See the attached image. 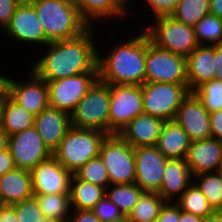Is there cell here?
<instances>
[{"instance_id":"f546056e","label":"cell","mask_w":222,"mask_h":222,"mask_svg":"<svg viewBox=\"0 0 222 222\" xmlns=\"http://www.w3.org/2000/svg\"><path fill=\"white\" fill-rule=\"evenodd\" d=\"M165 200L157 192H144L128 215L130 222H154Z\"/></svg>"},{"instance_id":"ba28073f","label":"cell","mask_w":222,"mask_h":222,"mask_svg":"<svg viewBox=\"0 0 222 222\" xmlns=\"http://www.w3.org/2000/svg\"><path fill=\"white\" fill-rule=\"evenodd\" d=\"M99 157L109 174L110 184L135 183L134 148L119 134L107 135L102 142Z\"/></svg>"},{"instance_id":"d6a6232c","label":"cell","mask_w":222,"mask_h":222,"mask_svg":"<svg viewBox=\"0 0 222 222\" xmlns=\"http://www.w3.org/2000/svg\"><path fill=\"white\" fill-rule=\"evenodd\" d=\"M175 202L179 205L181 211L189 212L202 218L214 212L208 200L194 182Z\"/></svg>"},{"instance_id":"7dc6e473","label":"cell","mask_w":222,"mask_h":222,"mask_svg":"<svg viewBox=\"0 0 222 222\" xmlns=\"http://www.w3.org/2000/svg\"><path fill=\"white\" fill-rule=\"evenodd\" d=\"M210 14L222 19V0H210Z\"/></svg>"},{"instance_id":"ffe728a7","label":"cell","mask_w":222,"mask_h":222,"mask_svg":"<svg viewBox=\"0 0 222 222\" xmlns=\"http://www.w3.org/2000/svg\"><path fill=\"white\" fill-rule=\"evenodd\" d=\"M165 121L148 114H140L119 133L134 149L156 146Z\"/></svg>"},{"instance_id":"5b68a950","label":"cell","mask_w":222,"mask_h":222,"mask_svg":"<svg viewBox=\"0 0 222 222\" xmlns=\"http://www.w3.org/2000/svg\"><path fill=\"white\" fill-rule=\"evenodd\" d=\"M110 86L97 79L70 114L71 126L109 135Z\"/></svg>"},{"instance_id":"603a6c76","label":"cell","mask_w":222,"mask_h":222,"mask_svg":"<svg viewBox=\"0 0 222 222\" xmlns=\"http://www.w3.org/2000/svg\"><path fill=\"white\" fill-rule=\"evenodd\" d=\"M213 60L214 46L199 45L186 57V76L190 92L213 79Z\"/></svg>"},{"instance_id":"836d02e7","label":"cell","mask_w":222,"mask_h":222,"mask_svg":"<svg viewBox=\"0 0 222 222\" xmlns=\"http://www.w3.org/2000/svg\"><path fill=\"white\" fill-rule=\"evenodd\" d=\"M199 45H222V19L213 14L205 15L194 26Z\"/></svg>"},{"instance_id":"5bb4252c","label":"cell","mask_w":222,"mask_h":222,"mask_svg":"<svg viewBox=\"0 0 222 222\" xmlns=\"http://www.w3.org/2000/svg\"><path fill=\"white\" fill-rule=\"evenodd\" d=\"M8 149L16 168L29 171L52 156L35 127L9 136Z\"/></svg>"},{"instance_id":"277c9868","label":"cell","mask_w":222,"mask_h":222,"mask_svg":"<svg viewBox=\"0 0 222 222\" xmlns=\"http://www.w3.org/2000/svg\"><path fill=\"white\" fill-rule=\"evenodd\" d=\"M107 134L71 126L53 156L72 174L90 159L99 156Z\"/></svg>"},{"instance_id":"4fadbf2b","label":"cell","mask_w":222,"mask_h":222,"mask_svg":"<svg viewBox=\"0 0 222 222\" xmlns=\"http://www.w3.org/2000/svg\"><path fill=\"white\" fill-rule=\"evenodd\" d=\"M3 31L7 39L11 38V42L15 40V42H22L25 45L31 44L32 46L34 44L35 46L36 44L37 47L41 45L40 48L50 43L46 38L36 10L29 0L21 1Z\"/></svg>"},{"instance_id":"d6986e66","label":"cell","mask_w":222,"mask_h":222,"mask_svg":"<svg viewBox=\"0 0 222 222\" xmlns=\"http://www.w3.org/2000/svg\"><path fill=\"white\" fill-rule=\"evenodd\" d=\"M34 127L53 154L71 127L70 114L48 106L35 116Z\"/></svg>"},{"instance_id":"3957f363","label":"cell","mask_w":222,"mask_h":222,"mask_svg":"<svg viewBox=\"0 0 222 222\" xmlns=\"http://www.w3.org/2000/svg\"><path fill=\"white\" fill-rule=\"evenodd\" d=\"M49 42L72 39L90 26L81 17L75 0H29Z\"/></svg>"},{"instance_id":"f1b7e54d","label":"cell","mask_w":222,"mask_h":222,"mask_svg":"<svg viewBox=\"0 0 222 222\" xmlns=\"http://www.w3.org/2000/svg\"><path fill=\"white\" fill-rule=\"evenodd\" d=\"M34 197L45 217L68 221L72 211L69 193L34 194Z\"/></svg>"},{"instance_id":"d590c367","label":"cell","mask_w":222,"mask_h":222,"mask_svg":"<svg viewBox=\"0 0 222 222\" xmlns=\"http://www.w3.org/2000/svg\"><path fill=\"white\" fill-rule=\"evenodd\" d=\"M193 93L202 101L209 112L222 109V80H210L198 86Z\"/></svg>"},{"instance_id":"c3c4849f","label":"cell","mask_w":222,"mask_h":222,"mask_svg":"<svg viewBox=\"0 0 222 222\" xmlns=\"http://www.w3.org/2000/svg\"><path fill=\"white\" fill-rule=\"evenodd\" d=\"M203 218L189 212L181 211L179 222H202Z\"/></svg>"},{"instance_id":"f5cc1de1","label":"cell","mask_w":222,"mask_h":222,"mask_svg":"<svg viewBox=\"0 0 222 222\" xmlns=\"http://www.w3.org/2000/svg\"><path fill=\"white\" fill-rule=\"evenodd\" d=\"M41 222H63L55 218L45 217Z\"/></svg>"},{"instance_id":"7bdbcfd3","label":"cell","mask_w":222,"mask_h":222,"mask_svg":"<svg viewBox=\"0 0 222 222\" xmlns=\"http://www.w3.org/2000/svg\"><path fill=\"white\" fill-rule=\"evenodd\" d=\"M212 137L222 141V109L210 113Z\"/></svg>"},{"instance_id":"bcb514c9","label":"cell","mask_w":222,"mask_h":222,"mask_svg":"<svg viewBox=\"0 0 222 222\" xmlns=\"http://www.w3.org/2000/svg\"><path fill=\"white\" fill-rule=\"evenodd\" d=\"M214 80H222V45L214 46Z\"/></svg>"},{"instance_id":"7c38bea8","label":"cell","mask_w":222,"mask_h":222,"mask_svg":"<svg viewBox=\"0 0 222 222\" xmlns=\"http://www.w3.org/2000/svg\"><path fill=\"white\" fill-rule=\"evenodd\" d=\"M97 79L98 73H82L47 81L49 106L71 114Z\"/></svg>"},{"instance_id":"60d3db41","label":"cell","mask_w":222,"mask_h":222,"mask_svg":"<svg viewBox=\"0 0 222 222\" xmlns=\"http://www.w3.org/2000/svg\"><path fill=\"white\" fill-rule=\"evenodd\" d=\"M22 0H0V31L8 25L12 15L14 14L17 6Z\"/></svg>"},{"instance_id":"ac0fdd59","label":"cell","mask_w":222,"mask_h":222,"mask_svg":"<svg viewBox=\"0 0 222 222\" xmlns=\"http://www.w3.org/2000/svg\"><path fill=\"white\" fill-rule=\"evenodd\" d=\"M185 159L193 177L202 173L219 172L222 141L213 137L192 141Z\"/></svg>"},{"instance_id":"ee69618b","label":"cell","mask_w":222,"mask_h":222,"mask_svg":"<svg viewBox=\"0 0 222 222\" xmlns=\"http://www.w3.org/2000/svg\"><path fill=\"white\" fill-rule=\"evenodd\" d=\"M16 168L9 149L0 152V177Z\"/></svg>"},{"instance_id":"e0dca14e","label":"cell","mask_w":222,"mask_h":222,"mask_svg":"<svg viewBox=\"0 0 222 222\" xmlns=\"http://www.w3.org/2000/svg\"><path fill=\"white\" fill-rule=\"evenodd\" d=\"M174 120L188 134L191 142L212 137L210 113L193 92L182 101Z\"/></svg>"},{"instance_id":"db71d44e","label":"cell","mask_w":222,"mask_h":222,"mask_svg":"<svg viewBox=\"0 0 222 222\" xmlns=\"http://www.w3.org/2000/svg\"><path fill=\"white\" fill-rule=\"evenodd\" d=\"M110 222H130V220L128 219L127 216H124L121 219L113 220V221H110Z\"/></svg>"},{"instance_id":"b9f144b4","label":"cell","mask_w":222,"mask_h":222,"mask_svg":"<svg viewBox=\"0 0 222 222\" xmlns=\"http://www.w3.org/2000/svg\"><path fill=\"white\" fill-rule=\"evenodd\" d=\"M67 222H101L92 210L72 209Z\"/></svg>"},{"instance_id":"11a10c76","label":"cell","mask_w":222,"mask_h":222,"mask_svg":"<svg viewBox=\"0 0 222 222\" xmlns=\"http://www.w3.org/2000/svg\"><path fill=\"white\" fill-rule=\"evenodd\" d=\"M3 75H4V73L2 74L0 72V90L3 88Z\"/></svg>"},{"instance_id":"30bf717a","label":"cell","mask_w":222,"mask_h":222,"mask_svg":"<svg viewBox=\"0 0 222 222\" xmlns=\"http://www.w3.org/2000/svg\"><path fill=\"white\" fill-rule=\"evenodd\" d=\"M109 135L119 134L136 116L143 114L141 86L109 84Z\"/></svg>"},{"instance_id":"9f6ffc18","label":"cell","mask_w":222,"mask_h":222,"mask_svg":"<svg viewBox=\"0 0 222 222\" xmlns=\"http://www.w3.org/2000/svg\"><path fill=\"white\" fill-rule=\"evenodd\" d=\"M219 172L222 174V161H221Z\"/></svg>"},{"instance_id":"52a82bcc","label":"cell","mask_w":222,"mask_h":222,"mask_svg":"<svg viewBox=\"0 0 222 222\" xmlns=\"http://www.w3.org/2000/svg\"><path fill=\"white\" fill-rule=\"evenodd\" d=\"M144 114L163 121L174 120L182 101L189 95L188 84L145 82L141 85Z\"/></svg>"},{"instance_id":"9a60e30c","label":"cell","mask_w":222,"mask_h":222,"mask_svg":"<svg viewBox=\"0 0 222 222\" xmlns=\"http://www.w3.org/2000/svg\"><path fill=\"white\" fill-rule=\"evenodd\" d=\"M135 155V183L145 192H158L168 158L156 146L138 147Z\"/></svg>"},{"instance_id":"f35d334b","label":"cell","mask_w":222,"mask_h":222,"mask_svg":"<svg viewBox=\"0 0 222 222\" xmlns=\"http://www.w3.org/2000/svg\"><path fill=\"white\" fill-rule=\"evenodd\" d=\"M179 0H144L147 2L146 9L151 11L154 18L159 16H169L173 13ZM153 13V14H152Z\"/></svg>"},{"instance_id":"f907efd6","label":"cell","mask_w":222,"mask_h":222,"mask_svg":"<svg viewBox=\"0 0 222 222\" xmlns=\"http://www.w3.org/2000/svg\"><path fill=\"white\" fill-rule=\"evenodd\" d=\"M202 222H222V211H214L209 216L203 218Z\"/></svg>"},{"instance_id":"8d00e7d4","label":"cell","mask_w":222,"mask_h":222,"mask_svg":"<svg viewBox=\"0 0 222 222\" xmlns=\"http://www.w3.org/2000/svg\"><path fill=\"white\" fill-rule=\"evenodd\" d=\"M12 206L22 222H41L45 218L34 196Z\"/></svg>"},{"instance_id":"484cf974","label":"cell","mask_w":222,"mask_h":222,"mask_svg":"<svg viewBox=\"0 0 222 222\" xmlns=\"http://www.w3.org/2000/svg\"><path fill=\"white\" fill-rule=\"evenodd\" d=\"M75 4L83 20L95 29L98 26L94 24L96 21H98L97 23H100V21L106 23L111 18L120 21V19L124 20L126 16L130 17L113 0H75Z\"/></svg>"},{"instance_id":"74e56055","label":"cell","mask_w":222,"mask_h":222,"mask_svg":"<svg viewBox=\"0 0 222 222\" xmlns=\"http://www.w3.org/2000/svg\"><path fill=\"white\" fill-rule=\"evenodd\" d=\"M92 211L101 222H110L124 217L119 208L106 195L95 204Z\"/></svg>"},{"instance_id":"816d5d0a","label":"cell","mask_w":222,"mask_h":222,"mask_svg":"<svg viewBox=\"0 0 222 222\" xmlns=\"http://www.w3.org/2000/svg\"><path fill=\"white\" fill-rule=\"evenodd\" d=\"M8 140L9 136L6 132L0 127V152L8 149Z\"/></svg>"},{"instance_id":"681fc988","label":"cell","mask_w":222,"mask_h":222,"mask_svg":"<svg viewBox=\"0 0 222 222\" xmlns=\"http://www.w3.org/2000/svg\"><path fill=\"white\" fill-rule=\"evenodd\" d=\"M114 3L127 15L128 13H132L130 11H132V8H128L129 6H131L129 3L135 0H113ZM129 4V5H128Z\"/></svg>"},{"instance_id":"4316f807","label":"cell","mask_w":222,"mask_h":222,"mask_svg":"<svg viewBox=\"0 0 222 222\" xmlns=\"http://www.w3.org/2000/svg\"><path fill=\"white\" fill-rule=\"evenodd\" d=\"M106 194L99 185L78 179L74 174L70 180L69 198L72 209L92 210Z\"/></svg>"},{"instance_id":"8fae6325","label":"cell","mask_w":222,"mask_h":222,"mask_svg":"<svg viewBox=\"0 0 222 222\" xmlns=\"http://www.w3.org/2000/svg\"><path fill=\"white\" fill-rule=\"evenodd\" d=\"M25 79L11 78L3 75V90L25 110L38 115L43 109L49 106L48 86L46 81L38 78L31 70Z\"/></svg>"},{"instance_id":"6da1fadb","label":"cell","mask_w":222,"mask_h":222,"mask_svg":"<svg viewBox=\"0 0 222 222\" xmlns=\"http://www.w3.org/2000/svg\"><path fill=\"white\" fill-rule=\"evenodd\" d=\"M93 32L94 28L89 27L75 38L47 44L42 48H46V53L43 51L42 57L31 61L28 70L46 82L82 73H98V48L102 46L96 45L98 38L93 37Z\"/></svg>"},{"instance_id":"83f0119b","label":"cell","mask_w":222,"mask_h":222,"mask_svg":"<svg viewBox=\"0 0 222 222\" xmlns=\"http://www.w3.org/2000/svg\"><path fill=\"white\" fill-rule=\"evenodd\" d=\"M145 191L136 183L110 184L106 188V196L119 208L124 216L131 213Z\"/></svg>"},{"instance_id":"9c48e42d","label":"cell","mask_w":222,"mask_h":222,"mask_svg":"<svg viewBox=\"0 0 222 222\" xmlns=\"http://www.w3.org/2000/svg\"><path fill=\"white\" fill-rule=\"evenodd\" d=\"M145 82L188 84L186 57L155 46L148 37Z\"/></svg>"},{"instance_id":"8992f818","label":"cell","mask_w":222,"mask_h":222,"mask_svg":"<svg viewBox=\"0 0 222 222\" xmlns=\"http://www.w3.org/2000/svg\"><path fill=\"white\" fill-rule=\"evenodd\" d=\"M143 30L151 43L164 50L187 57L199 43L194 27L175 20L171 15L152 18ZM147 26V27H146Z\"/></svg>"},{"instance_id":"44dd1931","label":"cell","mask_w":222,"mask_h":222,"mask_svg":"<svg viewBox=\"0 0 222 222\" xmlns=\"http://www.w3.org/2000/svg\"><path fill=\"white\" fill-rule=\"evenodd\" d=\"M193 176L186 159H168L163 180L157 192L165 201L175 202L192 184Z\"/></svg>"},{"instance_id":"f6af8a7d","label":"cell","mask_w":222,"mask_h":222,"mask_svg":"<svg viewBox=\"0 0 222 222\" xmlns=\"http://www.w3.org/2000/svg\"><path fill=\"white\" fill-rule=\"evenodd\" d=\"M0 222H22L13 206L0 205Z\"/></svg>"},{"instance_id":"7a4b0ae2","label":"cell","mask_w":222,"mask_h":222,"mask_svg":"<svg viewBox=\"0 0 222 222\" xmlns=\"http://www.w3.org/2000/svg\"><path fill=\"white\" fill-rule=\"evenodd\" d=\"M140 32V33H139ZM130 35L103 56L98 49V79L107 84L137 85L145 83L146 49L148 35L142 28ZM139 33V34H138ZM133 36V37H132ZM132 37V38H131ZM125 40V41H124ZM102 54V55H101Z\"/></svg>"},{"instance_id":"ab89813d","label":"cell","mask_w":222,"mask_h":222,"mask_svg":"<svg viewBox=\"0 0 222 222\" xmlns=\"http://www.w3.org/2000/svg\"><path fill=\"white\" fill-rule=\"evenodd\" d=\"M181 209L176 202L165 201L154 222H179Z\"/></svg>"},{"instance_id":"d4e9b609","label":"cell","mask_w":222,"mask_h":222,"mask_svg":"<svg viewBox=\"0 0 222 222\" xmlns=\"http://www.w3.org/2000/svg\"><path fill=\"white\" fill-rule=\"evenodd\" d=\"M190 143L183 128L175 120H169L162 127L156 147L168 159H185Z\"/></svg>"},{"instance_id":"7402d4cb","label":"cell","mask_w":222,"mask_h":222,"mask_svg":"<svg viewBox=\"0 0 222 222\" xmlns=\"http://www.w3.org/2000/svg\"><path fill=\"white\" fill-rule=\"evenodd\" d=\"M34 196L31 172L15 168L0 177L1 205H14Z\"/></svg>"},{"instance_id":"1f68e13d","label":"cell","mask_w":222,"mask_h":222,"mask_svg":"<svg viewBox=\"0 0 222 222\" xmlns=\"http://www.w3.org/2000/svg\"><path fill=\"white\" fill-rule=\"evenodd\" d=\"M214 211H222V174L220 172L202 173L193 177Z\"/></svg>"},{"instance_id":"4dcf8cb0","label":"cell","mask_w":222,"mask_h":222,"mask_svg":"<svg viewBox=\"0 0 222 222\" xmlns=\"http://www.w3.org/2000/svg\"><path fill=\"white\" fill-rule=\"evenodd\" d=\"M210 14V0H179L171 16L194 27L205 15Z\"/></svg>"},{"instance_id":"e575fe53","label":"cell","mask_w":222,"mask_h":222,"mask_svg":"<svg viewBox=\"0 0 222 222\" xmlns=\"http://www.w3.org/2000/svg\"><path fill=\"white\" fill-rule=\"evenodd\" d=\"M73 174L78 179L99 185L105 189L110 185L108 170L99 156L90 159Z\"/></svg>"},{"instance_id":"cb8c5ba5","label":"cell","mask_w":222,"mask_h":222,"mask_svg":"<svg viewBox=\"0 0 222 222\" xmlns=\"http://www.w3.org/2000/svg\"><path fill=\"white\" fill-rule=\"evenodd\" d=\"M35 116L0 90V127L8 136L34 127Z\"/></svg>"},{"instance_id":"2e32d148","label":"cell","mask_w":222,"mask_h":222,"mask_svg":"<svg viewBox=\"0 0 222 222\" xmlns=\"http://www.w3.org/2000/svg\"><path fill=\"white\" fill-rule=\"evenodd\" d=\"M30 172L34 194L69 193L73 174L53 155L38 163Z\"/></svg>"}]
</instances>
